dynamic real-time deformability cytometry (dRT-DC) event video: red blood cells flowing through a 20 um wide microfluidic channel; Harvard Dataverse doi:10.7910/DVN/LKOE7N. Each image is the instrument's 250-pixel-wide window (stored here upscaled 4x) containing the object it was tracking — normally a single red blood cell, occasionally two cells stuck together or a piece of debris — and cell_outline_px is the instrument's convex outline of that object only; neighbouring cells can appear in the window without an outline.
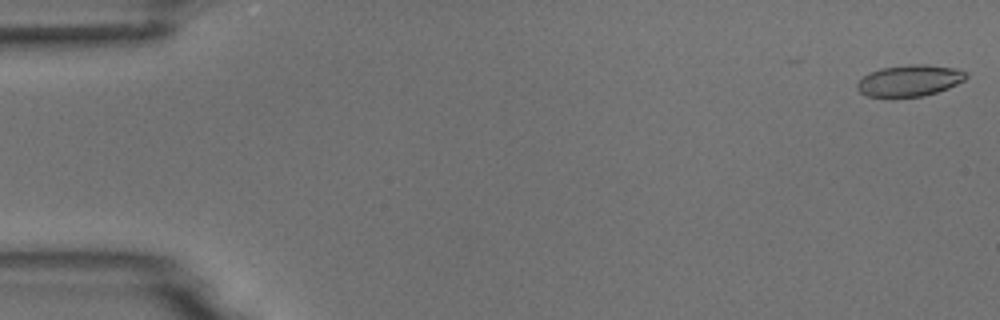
{"species": "common noctule bat (a hibernating species)", "species_latin": "Nyctalus noctula", "temperature_condition": "room temperature", "stored_images_in_passage": 10, "camera_frame_rate_fps": 3000, "um_per_image_px": 0.085, "animal": {"sex": "male", "body_mass_g": 18.8}, "frame": {"image": 1, "passage_image": 1, "time_ms": 0.0, "image_size_px": [1000, 320], "cell_outline_px": [[968, 76], [964, 80], [948, 88], [924, 96], [892, 100], [868, 96], [860, 92], [856, 88], [856, 84], [868, 72], [880, 68], [908, 64], [928, 64], [956, 68], [968, 72]], "centroid_in_image_um": [77.28, 6.88], "position_along_channel_um": 7.7, "area_um2": 20.75}}